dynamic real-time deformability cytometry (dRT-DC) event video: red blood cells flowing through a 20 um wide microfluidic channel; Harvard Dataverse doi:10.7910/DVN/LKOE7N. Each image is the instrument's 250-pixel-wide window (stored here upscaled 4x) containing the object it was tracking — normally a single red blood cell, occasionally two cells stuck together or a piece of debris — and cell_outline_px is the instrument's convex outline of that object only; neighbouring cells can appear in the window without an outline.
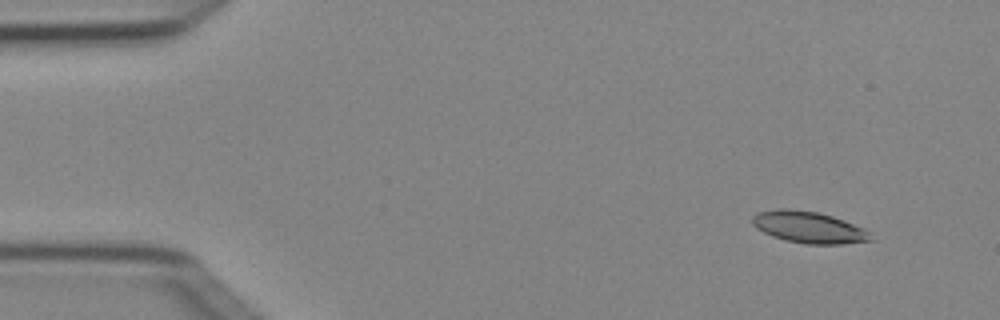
{"species": "Egyptian fruit bat (a non-hibernating species)", "species_latin": "Rousettus aegyptiacus", "temperature_condition": "cold", "stored_images_in_passage": 7, "camera_frame_rate_fps": 3000, "um_per_image_px": 0.085, "animal": {"sex": "female"}, "frame": {"image": 1, "passage_image": 1, "time_ms": 0.0, "image_size_px": [1000, 320], "cell_outline_px": [[876, 240], [840, 244], [804, 244], [772, 236], [756, 228], [752, 224], [752, 216], [760, 212], [780, 208], [788, 208], [816, 212], [832, 216], [844, 220], [864, 228], [872, 232]], "centroid_in_image_um": [68.81, 19.32], "position_along_channel_um": 16.2, "area_um2": 21.91}}
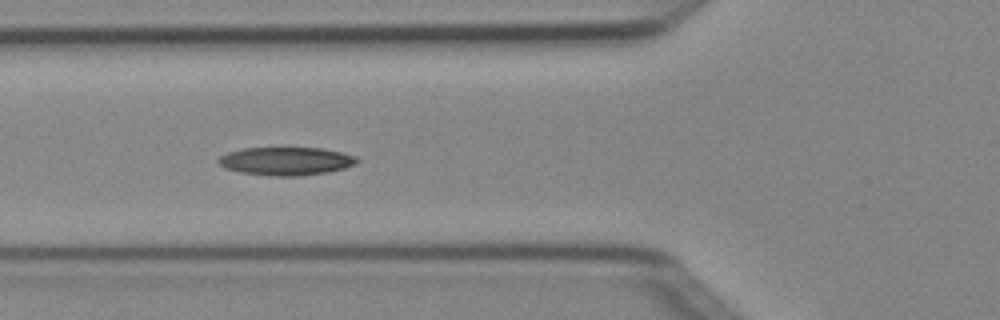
{"frame": {"image": 2, "passage_image": 5, "time_ms": 1.333, "image_size_px": [1000, 320], "cell_outline_px": [[360, 160], [356, 164], [344, 168], [328, 172], [300, 176], [272, 176], [240, 172], [224, 168], [216, 160], [220, 156], [228, 152], [244, 148], [320, 148], [340, 152], [356, 156]], "centroid_in_image_um": [24.31, 13.7], "position_along_channel_um": 101.5, "area_um2": 22.77}}
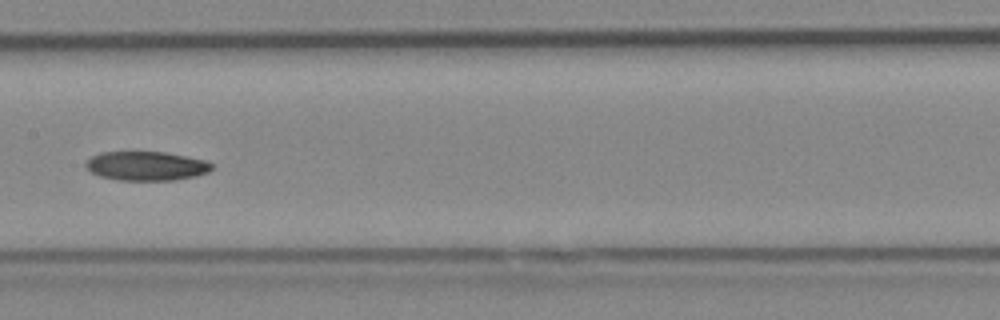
{"frame": {"image": 3, "passage_image": 7, "time_ms": 2.0, "image_size_px": [1000, 320], "cell_outline_px": [[212, 168], [208, 172], [196, 176], [176, 180], [116, 180], [100, 176], [92, 172], [84, 164], [92, 156], [100, 152], [164, 152], [204, 160], [212, 164]], "centroid_in_image_um": [12.43, 14.11], "position_along_channel_um": 195.0, "area_um2": 21.21}}